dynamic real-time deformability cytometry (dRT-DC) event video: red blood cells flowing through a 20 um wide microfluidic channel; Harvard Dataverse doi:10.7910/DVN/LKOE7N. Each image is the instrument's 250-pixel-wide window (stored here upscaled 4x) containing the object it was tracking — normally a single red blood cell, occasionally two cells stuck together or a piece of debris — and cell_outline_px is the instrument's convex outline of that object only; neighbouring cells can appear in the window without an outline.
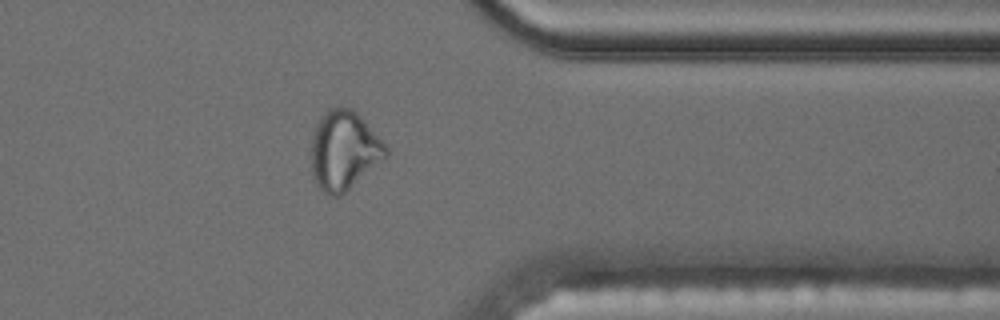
{"species": "common noctule bat (a hibernating species)", "species_latin": "Nyctalus noctula", "temperature_condition": "cold", "stored_images_in_passage": 41, "camera_frame_rate_fps": 3000, "um_per_image_px": 0.085, "animal": {"sex": "male", "body_mass_g": 17.5, "forearm_length_mm": 52.3}, "frame": {"image": 1, "passage_image": 30, "time_ms": 9.667, "image_size_px": [1000, 320], "cell_outline_px": [[388, 156], [340, 196], [328, 196], [316, 184], [312, 172], [312, 136], [316, 124], [320, 116], [328, 108], [352, 108], [360, 116], [388, 148]], "centroid_in_image_um": [29.22, 12.79], "position_along_channel_um": 382.2, "area_um2": 34.04}, "authors_computed_cell_mechanics": {"area_um2": 25.721, "velocity_mm_per_s": 3.5248, "shape_relaxation_time_tau1_ms": null, "shape_relaxation_time_tau2_ms": 1.3077, "deformation_change_tau1": null, "deformation_change_tau2": 0.0781}}